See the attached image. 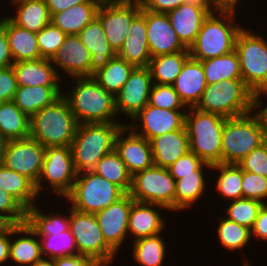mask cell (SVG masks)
Listing matches in <instances>:
<instances>
[{
	"label": "cell",
	"mask_w": 267,
	"mask_h": 266,
	"mask_svg": "<svg viewBox=\"0 0 267 266\" xmlns=\"http://www.w3.org/2000/svg\"><path fill=\"white\" fill-rule=\"evenodd\" d=\"M71 79L74 81L71 82L72 85H68L67 91L66 88L63 90V96L78 124L120 122L115 110L114 96L93 76Z\"/></svg>",
	"instance_id": "cell-1"
},
{
	"label": "cell",
	"mask_w": 267,
	"mask_h": 266,
	"mask_svg": "<svg viewBox=\"0 0 267 266\" xmlns=\"http://www.w3.org/2000/svg\"><path fill=\"white\" fill-rule=\"evenodd\" d=\"M234 10H213L203 22L197 38L189 47L192 59L203 61L228 54L235 49V41L243 28Z\"/></svg>",
	"instance_id": "cell-2"
},
{
	"label": "cell",
	"mask_w": 267,
	"mask_h": 266,
	"mask_svg": "<svg viewBox=\"0 0 267 266\" xmlns=\"http://www.w3.org/2000/svg\"><path fill=\"white\" fill-rule=\"evenodd\" d=\"M127 123H83L78 124L71 151L77 174L93 172L97 162L115 150L118 132Z\"/></svg>",
	"instance_id": "cell-3"
},
{
	"label": "cell",
	"mask_w": 267,
	"mask_h": 266,
	"mask_svg": "<svg viewBox=\"0 0 267 266\" xmlns=\"http://www.w3.org/2000/svg\"><path fill=\"white\" fill-rule=\"evenodd\" d=\"M77 121L67 99L62 95L30 117V137L42 146H71Z\"/></svg>",
	"instance_id": "cell-4"
},
{
	"label": "cell",
	"mask_w": 267,
	"mask_h": 266,
	"mask_svg": "<svg viewBox=\"0 0 267 266\" xmlns=\"http://www.w3.org/2000/svg\"><path fill=\"white\" fill-rule=\"evenodd\" d=\"M226 119L196 107H190L186 112L185 128L190 151L211 165L222 163L221 139Z\"/></svg>",
	"instance_id": "cell-5"
},
{
	"label": "cell",
	"mask_w": 267,
	"mask_h": 266,
	"mask_svg": "<svg viewBox=\"0 0 267 266\" xmlns=\"http://www.w3.org/2000/svg\"><path fill=\"white\" fill-rule=\"evenodd\" d=\"M255 94L242 79H228L207 84L196 108L225 118L254 110Z\"/></svg>",
	"instance_id": "cell-6"
},
{
	"label": "cell",
	"mask_w": 267,
	"mask_h": 266,
	"mask_svg": "<svg viewBox=\"0 0 267 266\" xmlns=\"http://www.w3.org/2000/svg\"><path fill=\"white\" fill-rule=\"evenodd\" d=\"M225 120L222 133V163L237 164L265 142L264 127L257 112Z\"/></svg>",
	"instance_id": "cell-7"
},
{
	"label": "cell",
	"mask_w": 267,
	"mask_h": 266,
	"mask_svg": "<svg viewBox=\"0 0 267 266\" xmlns=\"http://www.w3.org/2000/svg\"><path fill=\"white\" fill-rule=\"evenodd\" d=\"M250 28L243 26L239 31L234 50L239 58L242 80L256 95L267 91V39Z\"/></svg>",
	"instance_id": "cell-8"
},
{
	"label": "cell",
	"mask_w": 267,
	"mask_h": 266,
	"mask_svg": "<svg viewBox=\"0 0 267 266\" xmlns=\"http://www.w3.org/2000/svg\"><path fill=\"white\" fill-rule=\"evenodd\" d=\"M126 193L116 184L94 172L77 174L66 203L77 211L96 214L122 198Z\"/></svg>",
	"instance_id": "cell-9"
},
{
	"label": "cell",
	"mask_w": 267,
	"mask_h": 266,
	"mask_svg": "<svg viewBox=\"0 0 267 266\" xmlns=\"http://www.w3.org/2000/svg\"><path fill=\"white\" fill-rule=\"evenodd\" d=\"M76 176L70 146L46 147L42 171L35 184L37 193L40 196L42 191L49 190L53 196L65 198L71 192Z\"/></svg>",
	"instance_id": "cell-10"
},
{
	"label": "cell",
	"mask_w": 267,
	"mask_h": 266,
	"mask_svg": "<svg viewBox=\"0 0 267 266\" xmlns=\"http://www.w3.org/2000/svg\"><path fill=\"white\" fill-rule=\"evenodd\" d=\"M70 229L75 238L77 254L90 257L101 266H111L116 252L105 242L94 214L70 207Z\"/></svg>",
	"instance_id": "cell-11"
},
{
	"label": "cell",
	"mask_w": 267,
	"mask_h": 266,
	"mask_svg": "<svg viewBox=\"0 0 267 266\" xmlns=\"http://www.w3.org/2000/svg\"><path fill=\"white\" fill-rule=\"evenodd\" d=\"M176 181L168 168L153 165L132 176L129 195L134 201L161 205L174 212Z\"/></svg>",
	"instance_id": "cell-12"
},
{
	"label": "cell",
	"mask_w": 267,
	"mask_h": 266,
	"mask_svg": "<svg viewBox=\"0 0 267 266\" xmlns=\"http://www.w3.org/2000/svg\"><path fill=\"white\" fill-rule=\"evenodd\" d=\"M139 0H102L96 18L110 46L117 53L127 37L133 18L141 11Z\"/></svg>",
	"instance_id": "cell-13"
},
{
	"label": "cell",
	"mask_w": 267,
	"mask_h": 266,
	"mask_svg": "<svg viewBox=\"0 0 267 266\" xmlns=\"http://www.w3.org/2000/svg\"><path fill=\"white\" fill-rule=\"evenodd\" d=\"M187 109H164L147 104L126 124L147 140L185 127Z\"/></svg>",
	"instance_id": "cell-14"
},
{
	"label": "cell",
	"mask_w": 267,
	"mask_h": 266,
	"mask_svg": "<svg viewBox=\"0 0 267 266\" xmlns=\"http://www.w3.org/2000/svg\"><path fill=\"white\" fill-rule=\"evenodd\" d=\"M45 156V147L28 137L8 141L3 165L32 180L35 184L40 177Z\"/></svg>",
	"instance_id": "cell-15"
},
{
	"label": "cell",
	"mask_w": 267,
	"mask_h": 266,
	"mask_svg": "<svg viewBox=\"0 0 267 266\" xmlns=\"http://www.w3.org/2000/svg\"><path fill=\"white\" fill-rule=\"evenodd\" d=\"M153 85L149 67H135L129 79L121 90L114 96L115 110L119 117L131 120L147 104H149L150 91Z\"/></svg>",
	"instance_id": "cell-16"
},
{
	"label": "cell",
	"mask_w": 267,
	"mask_h": 266,
	"mask_svg": "<svg viewBox=\"0 0 267 266\" xmlns=\"http://www.w3.org/2000/svg\"><path fill=\"white\" fill-rule=\"evenodd\" d=\"M133 201L134 199L126 193L115 203L94 214L105 242L117 254L124 245L127 246L128 218Z\"/></svg>",
	"instance_id": "cell-17"
},
{
	"label": "cell",
	"mask_w": 267,
	"mask_h": 266,
	"mask_svg": "<svg viewBox=\"0 0 267 266\" xmlns=\"http://www.w3.org/2000/svg\"><path fill=\"white\" fill-rule=\"evenodd\" d=\"M213 10L207 0H190L167 13L171 27L187 49L194 43L203 22Z\"/></svg>",
	"instance_id": "cell-18"
},
{
	"label": "cell",
	"mask_w": 267,
	"mask_h": 266,
	"mask_svg": "<svg viewBox=\"0 0 267 266\" xmlns=\"http://www.w3.org/2000/svg\"><path fill=\"white\" fill-rule=\"evenodd\" d=\"M115 151L132 176L154 165L150 141L136 134L126 124L116 136Z\"/></svg>",
	"instance_id": "cell-19"
},
{
	"label": "cell",
	"mask_w": 267,
	"mask_h": 266,
	"mask_svg": "<svg viewBox=\"0 0 267 266\" xmlns=\"http://www.w3.org/2000/svg\"><path fill=\"white\" fill-rule=\"evenodd\" d=\"M51 62L63 80L64 74L69 78L91 76V55L78 35H67Z\"/></svg>",
	"instance_id": "cell-20"
},
{
	"label": "cell",
	"mask_w": 267,
	"mask_h": 266,
	"mask_svg": "<svg viewBox=\"0 0 267 266\" xmlns=\"http://www.w3.org/2000/svg\"><path fill=\"white\" fill-rule=\"evenodd\" d=\"M147 40L151 57L189 51L171 27L166 13L146 10Z\"/></svg>",
	"instance_id": "cell-21"
},
{
	"label": "cell",
	"mask_w": 267,
	"mask_h": 266,
	"mask_svg": "<svg viewBox=\"0 0 267 266\" xmlns=\"http://www.w3.org/2000/svg\"><path fill=\"white\" fill-rule=\"evenodd\" d=\"M165 209L161 205L133 201L128 218V239L131 236V241H135L164 233L167 229V220L161 212Z\"/></svg>",
	"instance_id": "cell-22"
},
{
	"label": "cell",
	"mask_w": 267,
	"mask_h": 266,
	"mask_svg": "<svg viewBox=\"0 0 267 266\" xmlns=\"http://www.w3.org/2000/svg\"><path fill=\"white\" fill-rule=\"evenodd\" d=\"M127 37L117 56L135 67H148L151 55L147 40L146 9L133 18Z\"/></svg>",
	"instance_id": "cell-23"
},
{
	"label": "cell",
	"mask_w": 267,
	"mask_h": 266,
	"mask_svg": "<svg viewBox=\"0 0 267 266\" xmlns=\"http://www.w3.org/2000/svg\"><path fill=\"white\" fill-rule=\"evenodd\" d=\"M211 166V164L205 162L198 170L194 171V174L179 175V179L175 180V214L176 212L181 213L186 209H192L193 206L195 207L196 203L199 202L200 198L205 196V191H207L209 187L207 184L208 181L206 180H209V177L206 178V173H208L207 171H211Z\"/></svg>",
	"instance_id": "cell-24"
},
{
	"label": "cell",
	"mask_w": 267,
	"mask_h": 266,
	"mask_svg": "<svg viewBox=\"0 0 267 266\" xmlns=\"http://www.w3.org/2000/svg\"><path fill=\"white\" fill-rule=\"evenodd\" d=\"M172 86L187 108L196 107L207 86L201 62L190 57Z\"/></svg>",
	"instance_id": "cell-25"
},
{
	"label": "cell",
	"mask_w": 267,
	"mask_h": 266,
	"mask_svg": "<svg viewBox=\"0 0 267 266\" xmlns=\"http://www.w3.org/2000/svg\"><path fill=\"white\" fill-rule=\"evenodd\" d=\"M18 86H61L62 78L51 59L39 58L12 64Z\"/></svg>",
	"instance_id": "cell-26"
},
{
	"label": "cell",
	"mask_w": 267,
	"mask_h": 266,
	"mask_svg": "<svg viewBox=\"0 0 267 266\" xmlns=\"http://www.w3.org/2000/svg\"><path fill=\"white\" fill-rule=\"evenodd\" d=\"M41 258L42 254L39 236L27 223L11 225L9 261L11 260L14 264H18L17 266H31Z\"/></svg>",
	"instance_id": "cell-27"
},
{
	"label": "cell",
	"mask_w": 267,
	"mask_h": 266,
	"mask_svg": "<svg viewBox=\"0 0 267 266\" xmlns=\"http://www.w3.org/2000/svg\"><path fill=\"white\" fill-rule=\"evenodd\" d=\"M154 165L168 168L190 151L186 128L153 137L150 140Z\"/></svg>",
	"instance_id": "cell-28"
},
{
	"label": "cell",
	"mask_w": 267,
	"mask_h": 266,
	"mask_svg": "<svg viewBox=\"0 0 267 266\" xmlns=\"http://www.w3.org/2000/svg\"><path fill=\"white\" fill-rule=\"evenodd\" d=\"M91 55V76L104 67L117 53L110 46L100 21L95 17L78 34Z\"/></svg>",
	"instance_id": "cell-29"
},
{
	"label": "cell",
	"mask_w": 267,
	"mask_h": 266,
	"mask_svg": "<svg viewBox=\"0 0 267 266\" xmlns=\"http://www.w3.org/2000/svg\"><path fill=\"white\" fill-rule=\"evenodd\" d=\"M0 26L6 32L14 63L41 58L37 33L17 26L7 17V14L1 17Z\"/></svg>",
	"instance_id": "cell-30"
},
{
	"label": "cell",
	"mask_w": 267,
	"mask_h": 266,
	"mask_svg": "<svg viewBox=\"0 0 267 266\" xmlns=\"http://www.w3.org/2000/svg\"><path fill=\"white\" fill-rule=\"evenodd\" d=\"M63 86H18L13 102L31 117L63 95Z\"/></svg>",
	"instance_id": "cell-31"
},
{
	"label": "cell",
	"mask_w": 267,
	"mask_h": 266,
	"mask_svg": "<svg viewBox=\"0 0 267 266\" xmlns=\"http://www.w3.org/2000/svg\"><path fill=\"white\" fill-rule=\"evenodd\" d=\"M102 0H88L51 16V23L66 35H78L95 17Z\"/></svg>",
	"instance_id": "cell-32"
},
{
	"label": "cell",
	"mask_w": 267,
	"mask_h": 266,
	"mask_svg": "<svg viewBox=\"0 0 267 266\" xmlns=\"http://www.w3.org/2000/svg\"><path fill=\"white\" fill-rule=\"evenodd\" d=\"M11 5L15 7V14L9 13L7 17L23 29L38 33L51 23V15L44 0H24Z\"/></svg>",
	"instance_id": "cell-33"
},
{
	"label": "cell",
	"mask_w": 267,
	"mask_h": 266,
	"mask_svg": "<svg viewBox=\"0 0 267 266\" xmlns=\"http://www.w3.org/2000/svg\"><path fill=\"white\" fill-rule=\"evenodd\" d=\"M0 188L12 195L26 210L35 206L39 200L35 183L28 177L0 166Z\"/></svg>",
	"instance_id": "cell-34"
},
{
	"label": "cell",
	"mask_w": 267,
	"mask_h": 266,
	"mask_svg": "<svg viewBox=\"0 0 267 266\" xmlns=\"http://www.w3.org/2000/svg\"><path fill=\"white\" fill-rule=\"evenodd\" d=\"M41 208L40 204H36L28 209L26 214V223L38 236L57 235L70 228L69 205L66 213H63V211H60L59 213L57 210L55 213V209L51 210L49 213L46 211L43 213L44 210Z\"/></svg>",
	"instance_id": "cell-35"
},
{
	"label": "cell",
	"mask_w": 267,
	"mask_h": 266,
	"mask_svg": "<svg viewBox=\"0 0 267 266\" xmlns=\"http://www.w3.org/2000/svg\"><path fill=\"white\" fill-rule=\"evenodd\" d=\"M164 238L160 233L133 241L130 246L133 262L139 266H164L168 250Z\"/></svg>",
	"instance_id": "cell-36"
},
{
	"label": "cell",
	"mask_w": 267,
	"mask_h": 266,
	"mask_svg": "<svg viewBox=\"0 0 267 266\" xmlns=\"http://www.w3.org/2000/svg\"><path fill=\"white\" fill-rule=\"evenodd\" d=\"M0 134L8 141L30 137V117L15 103H0Z\"/></svg>",
	"instance_id": "cell-37"
},
{
	"label": "cell",
	"mask_w": 267,
	"mask_h": 266,
	"mask_svg": "<svg viewBox=\"0 0 267 266\" xmlns=\"http://www.w3.org/2000/svg\"><path fill=\"white\" fill-rule=\"evenodd\" d=\"M189 58V51L151 57L148 67L153 83L172 85Z\"/></svg>",
	"instance_id": "cell-38"
},
{
	"label": "cell",
	"mask_w": 267,
	"mask_h": 266,
	"mask_svg": "<svg viewBox=\"0 0 267 266\" xmlns=\"http://www.w3.org/2000/svg\"><path fill=\"white\" fill-rule=\"evenodd\" d=\"M211 174L215 171L219 172L216 176L214 184L216 192L220 195L221 198H225L224 200H237L243 198L242 191V178H243V170L237 164H213L211 166Z\"/></svg>",
	"instance_id": "cell-39"
},
{
	"label": "cell",
	"mask_w": 267,
	"mask_h": 266,
	"mask_svg": "<svg viewBox=\"0 0 267 266\" xmlns=\"http://www.w3.org/2000/svg\"><path fill=\"white\" fill-rule=\"evenodd\" d=\"M134 65L115 56L93 74V78L109 93L115 96L129 79Z\"/></svg>",
	"instance_id": "cell-40"
},
{
	"label": "cell",
	"mask_w": 267,
	"mask_h": 266,
	"mask_svg": "<svg viewBox=\"0 0 267 266\" xmlns=\"http://www.w3.org/2000/svg\"><path fill=\"white\" fill-rule=\"evenodd\" d=\"M207 84L228 79H242L239 58L235 50L208 60L200 61Z\"/></svg>",
	"instance_id": "cell-41"
},
{
	"label": "cell",
	"mask_w": 267,
	"mask_h": 266,
	"mask_svg": "<svg viewBox=\"0 0 267 266\" xmlns=\"http://www.w3.org/2000/svg\"><path fill=\"white\" fill-rule=\"evenodd\" d=\"M95 174L105 178L119 186L125 193H129L132 183V175L129 173L125 163L114 150L104 155L96 164Z\"/></svg>",
	"instance_id": "cell-42"
},
{
	"label": "cell",
	"mask_w": 267,
	"mask_h": 266,
	"mask_svg": "<svg viewBox=\"0 0 267 266\" xmlns=\"http://www.w3.org/2000/svg\"><path fill=\"white\" fill-rule=\"evenodd\" d=\"M220 217L218 216L219 221L215 231L220 241L219 243L231 253L232 251L237 252L236 250L244 251V248L248 247L250 245L249 242L252 241L251 230L227 219L223 215Z\"/></svg>",
	"instance_id": "cell-43"
},
{
	"label": "cell",
	"mask_w": 267,
	"mask_h": 266,
	"mask_svg": "<svg viewBox=\"0 0 267 266\" xmlns=\"http://www.w3.org/2000/svg\"><path fill=\"white\" fill-rule=\"evenodd\" d=\"M42 257L56 258L77 255V246L71 229L57 235L39 236Z\"/></svg>",
	"instance_id": "cell-44"
},
{
	"label": "cell",
	"mask_w": 267,
	"mask_h": 266,
	"mask_svg": "<svg viewBox=\"0 0 267 266\" xmlns=\"http://www.w3.org/2000/svg\"><path fill=\"white\" fill-rule=\"evenodd\" d=\"M227 203L228 207L224 210V217L249 229L252 228L260 209L264 205L257 200L246 198L227 201Z\"/></svg>",
	"instance_id": "cell-45"
},
{
	"label": "cell",
	"mask_w": 267,
	"mask_h": 266,
	"mask_svg": "<svg viewBox=\"0 0 267 266\" xmlns=\"http://www.w3.org/2000/svg\"><path fill=\"white\" fill-rule=\"evenodd\" d=\"M66 34L52 23L42 28L37 33V43L40 57L51 59L62 46Z\"/></svg>",
	"instance_id": "cell-46"
},
{
	"label": "cell",
	"mask_w": 267,
	"mask_h": 266,
	"mask_svg": "<svg viewBox=\"0 0 267 266\" xmlns=\"http://www.w3.org/2000/svg\"><path fill=\"white\" fill-rule=\"evenodd\" d=\"M27 210L9 193L0 188V223L21 225L26 223Z\"/></svg>",
	"instance_id": "cell-47"
},
{
	"label": "cell",
	"mask_w": 267,
	"mask_h": 266,
	"mask_svg": "<svg viewBox=\"0 0 267 266\" xmlns=\"http://www.w3.org/2000/svg\"><path fill=\"white\" fill-rule=\"evenodd\" d=\"M149 105L169 110L188 109L173 86L166 84L153 83L149 96Z\"/></svg>",
	"instance_id": "cell-48"
},
{
	"label": "cell",
	"mask_w": 267,
	"mask_h": 266,
	"mask_svg": "<svg viewBox=\"0 0 267 266\" xmlns=\"http://www.w3.org/2000/svg\"><path fill=\"white\" fill-rule=\"evenodd\" d=\"M241 187L243 198L267 204V177L243 171Z\"/></svg>",
	"instance_id": "cell-49"
},
{
	"label": "cell",
	"mask_w": 267,
	"mask_h": 266,
	"mask_svg": "<svg viewBox=\"0 0 267 266\" xmlns=\"http://www.w3.org/2000/svg\"><path fill=\"white\" fill-rule=\"evenodd\" d=\"M237 165L243 171L267 177V141L253 149Z\"/></svg>",
	"instance_id": "cell-50"
},
{
	"label": "cell",
	"mask_w": 267,
	"mask_h": 266,
	"mask_svg": "<svg viewBox=\"0 0 267 266\" xmlns=\"http://www.w3.org/2000/svg\"><path fill=\"white\" fill-rule=\"evenodd\" d=\"M204 163L195 153L189 151L170 165L168 170L174 179L177 180L179 175L194 174V171L198 170Z\"/></svg>",
	"instance_id": "cell-51"
},
{
	"label": "cell",
	"mask_w": 267,
	"mask_h": 266,
	"mask_svg": "<svg viewBox=\"0 0 267 266\" xmlns=\"http://www.w3.org/2000/svg\"><path fill=\"white\" fill-rule=\"evenodd\" d=\"M17 88L18 84L13 67L0 69V103L13 100Z\"/></svg>",
	"instance_id": "cell-52"
},
{
	"label": "cell",
	"mask_w": 267,
	"mask_h": 266,
	"mask_svg": "<svg viewBox=\"0 0 267 266\" xmlns=\"http://www.w3.org/2000/svg\"><path fill=\"white\" fill-rule=\"evenodd\" d=\"M141 7L157 13H168L169 11L189 2L190 0H139Z\"/></svg>",
	"instance_id": "cell-53"
},
{
	"label": "cell",
	"mask_w": 267,
	"mask_h": 266,
	"mask_svg": "<svg viewBox=\"0 0 267 266\" xmlns=\"http://www.w3.org/2000/svg\"><path fill=\"white\" fill-rule=\"evenodd\" d=\"M251 230V238L265 240L267 243V204H264L258 213Z\"/></svg>",
	"instance_id": "cell-54"
},
{
	"label": "cell",
	"mask_w": 267,
	"mask_h": 266,
	"mask_svg": "<svg viewBox=\"0 0 267 266\" xmlns=\"http://www.w3.org/2000/svg\"><path fill=\"white\" fill-rule=\"evenodd\" d=\"M54 266H101L90 257L81 255H70L53 258Z\"/></svg>",
	"instance_id": "cell-55"
},
{
	"label": "cell",
	"mask_w": 267,
	"mask_h": 266,
	"mask_svg": "<svg viewBox=\"0 0 267 266\" xmlns=\"http://www.w3.org/2000/svg\"><path fill=\"white\" fill-rule=\"evenodd\" d=\"M11 225L0 226V266L4 265L10 256Z\"/></svg>",
	"instance_id": "cell-56"
},
{
	"label": "cell",
	"mask_w": 267,
	"mask_h": 266,
	"mask_svg": "<svg viewBox=\"0 0 267 266\" xmlns=\"http://www.w3.org/2000/svg\"><path fill=\"white\" fill-rule=\"evenodd\" d=\"M13 63L6 32L0 26V69L10 67Z\"/></svg>",
	"instance_id": "cell-57"
},
{
	"label": "cell",
	"mask_w": 267,
	"mask_h": 266,
	"mask_svg": "<svg viewBox=\"0 0 267 266\" xmlns=\"http://www.w3.org/2000/svg\"><path fill=\"white\" fill-rule=\"evenodd\" d=\"M86 1L88 0H44L51 16Z\"/></svg>",
	"instance_id": "cell-58"
},
{
	"label": "cell",
	"mask_w": 267,
	"mask_h": 266,
	"mask_svg": "<svg viewBox=\"0 0 267 266\" xmlns=\"http://www.w3.org/2000/svg\"><path fill=\"white\" fill-rule=\"evenodd\" d=\"M264 99L267 98V91L260 92L255 95V107L254 110L259 114L263 127H264V135H265V141H267V105L266 103L263 104L264 99L262 100L263 97ZM265 106H263V105Z\"/></svg>",
	"instance_id": "cell-59"
},
{
	"label": "cell",
	"mask_w": 267,
	"mask_h": 266,
	"mask_svg": "<svg viewBox=\"0 0 267 266\" xmlns=\"http://www.w3.org/2000/svg\"><path fill=\"white\" fill-rule=\"evenodd\" d=\"M207 2L212 6L214 10H238V4H242L239 8L244 7V3L241 0H207ZM239 2V3H238ZM241 2V3H240Z\"/></svg>",
	"instance_id": "cell-60"
},
{
	"label": "cell",
	"mask_w": 267,
	"mask_h": 266,
	"mask_svg": "<svg viewBox=\"0 0 267 266\" xmlns=\"http://www.w3.org/2000/svg\"><path fill=\"white\" fill-rule=\"evenodd\" d=\"M8 140L0 134V166L3 165Z\"/></svg>",
	"instance_id": "cell-61"
},
{
	"label": "cell",
	"mask_w": 267,
	"mask_h": 266,
	"mask_svg": "<svg viewBox=\"0 0 267 266\" xmlns=\"http://www.w3.org/2000/svg\"><path fill=\"white\" fill-rule=\"evenodd\" d=\"M31 266H54V261L52 258L42 257Z\"/></svg>",
	"instance_id": "cell-62"
},
{
	"label": "cell",
	"mask_w": 267,
	"mask_h": 266,
	"mask_svg": "<svg viewBox=\"0 0 267 266\" xmlns=\"http://www.w3.org/2000/svg\"><path fill=\"white\" fill-rule=\"evenodd\" d=\"M243 259H245V260H243L244 262L242 263V266H252V265L250 264V261H248L249 259H247L246 257L243 258Z\"/></svg>",
	"instance_id": "cell-63"
},
{
	"label": "cell",
	"mask_w": 267,
	"mask_h": 266,
	"mask_svg": "<svg viewBox=\"0 0 267 266\" xmlns=\"http://www.w3.org/2000/svg\"><path fill=\"white\" fill-rule=\"evenodd\" d=\"M20 1H24V0H8V2H10V5H11V3L13 4V3L20 2Z\"/></svg>",
	"instance_id": "cell-64"
}]
</instances>
